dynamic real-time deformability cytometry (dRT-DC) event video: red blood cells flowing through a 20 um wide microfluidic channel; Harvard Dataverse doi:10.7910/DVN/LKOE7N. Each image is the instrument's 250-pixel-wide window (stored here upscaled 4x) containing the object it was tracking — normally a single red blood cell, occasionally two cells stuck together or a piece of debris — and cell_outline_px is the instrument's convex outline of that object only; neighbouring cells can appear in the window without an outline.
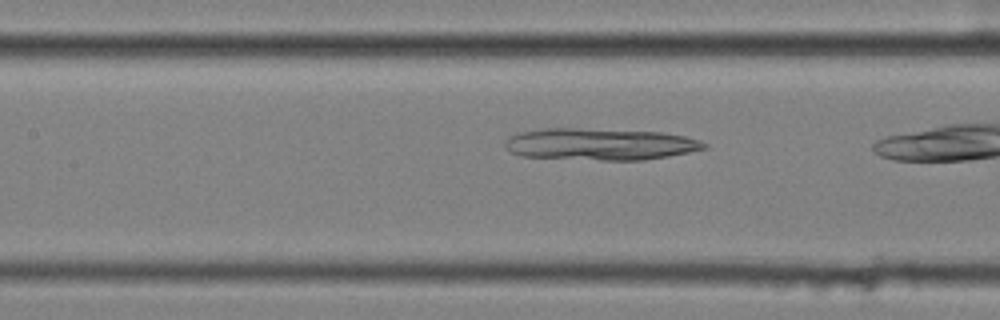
{"species": "common noctule bat (a hibernating species)", "species_latin": "Nyctalus noctula", "temperature_condition": "cold", "stored_images_in_passage": 19, "camera_frame_rate_fps": 3000, "um_per_image_px": 0.085, "animal": {"sex": "female", "body_mass_g": 25.1}, "frame": {"image": 1, "passage_image": 6, "time_ms": 1.667, "image_size_px": [1000, 320], "cell_outline_px": [[708, 148], [668, 156], [644, 160], [600, 160], [520, 156], [508, 152], [504, 148], [504, 140], [508, 136], [516, 132], [544, 128], [572, 128], [660, 132], [684, 136], [700, 140], [708, 144]], "centroid_in_image_um": [50.92, 12.26], "position_along_channel_um": 156.5, "area_um2": 37.22}}